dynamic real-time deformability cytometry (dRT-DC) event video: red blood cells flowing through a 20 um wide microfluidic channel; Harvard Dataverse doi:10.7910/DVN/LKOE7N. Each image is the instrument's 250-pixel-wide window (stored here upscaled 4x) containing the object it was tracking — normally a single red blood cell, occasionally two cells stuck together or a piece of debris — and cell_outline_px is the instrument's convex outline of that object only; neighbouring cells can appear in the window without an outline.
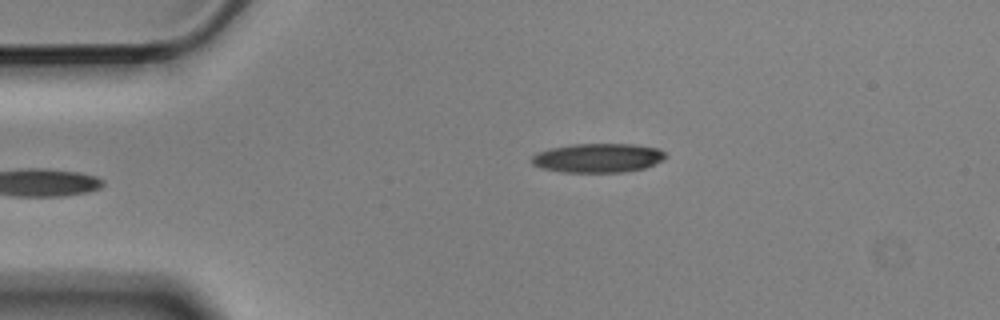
{"species": "Egyptian fruit bat (a non-hibernating species)", "species_latin": "Rousettus aegyptiacus", "temperature_condition": "cold", "stored_images_in_passage": 4, "camera_frame_rate_fps": 3000, "um_per_image_px": 0.085, "animal": {"sex": "male"}, "frame": {"image": 1, "passage_image": 4, "time_ms": 1.0, "image_size_px": [1000, 320], "cell_outline_px": [[668, 156], [664, 160], [644, 168], [624, 172], [560, 172], [540, 168], [532, 164], [532, 156], [536, 152], [552, 148], [572, 144], [636, 144], [660, 148]], "centroid_in_image_um": [50.85, 13.42], "position_along_channel_um": 34.2, "area_um2": 22.95}}